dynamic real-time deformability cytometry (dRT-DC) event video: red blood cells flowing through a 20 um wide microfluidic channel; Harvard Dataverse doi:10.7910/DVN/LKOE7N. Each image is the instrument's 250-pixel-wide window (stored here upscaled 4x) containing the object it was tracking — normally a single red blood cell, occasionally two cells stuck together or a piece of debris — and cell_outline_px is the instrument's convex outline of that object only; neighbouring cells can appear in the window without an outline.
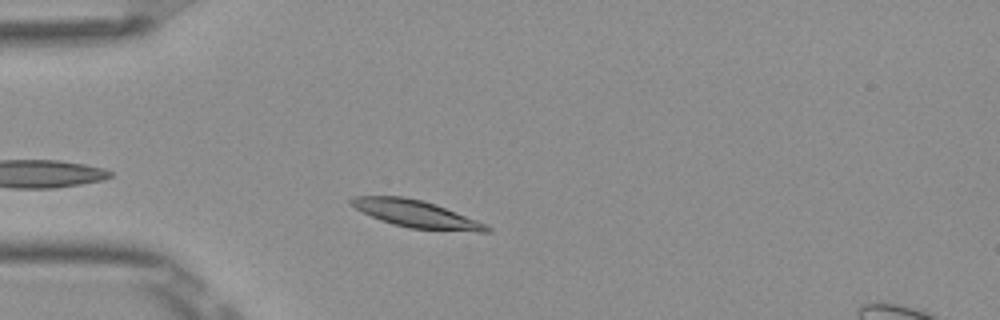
{"species": "Egyptian fruit bat (a non-hibernating species)", "species_latin": "Rousettus aegyptiacus", "temperature_condition": "room temperature", "stored_images_in_passage": 34, "camera_frame_rate_fps": 3000, "um_per_image_px": 0.085, "frame": {"image": 1, "passage_image": 5, "time_ms": 1.333, "image_size_px": [1000, 320], "cell_outline_px": [[492, 228], [488, 232], [476, 232], [408, 228], [392, 224], [380, 220], [348, 204], [348, 200], [356, 196], [404, 196], [436, 204], [476, 220]], "centroid_in_image_um": [35.35, 18.18], "position_along_channel_um": 49.7, "area_um2": 21.33}}
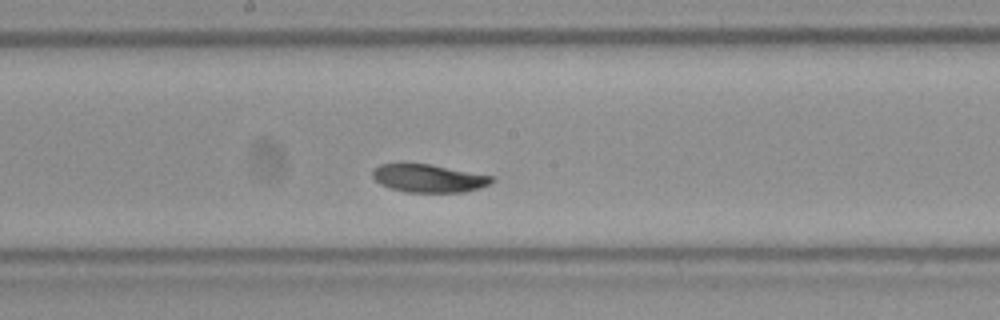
{"frame": {"image": 2, "passage_image": 19, "time_ms": 6.0, "image_size_px": [1000, 320], "cell_outline_px": [[496, 180], [480, 188], [464, 192], [404, 192], [380, 184], [372, 176], [372, 168], [380, 164], [432, 164], [492, 176]], "centroid_in_image_um": [36.43, 15.15], "position_along_channel_um": 211.8, "area_um2": 19.42}}
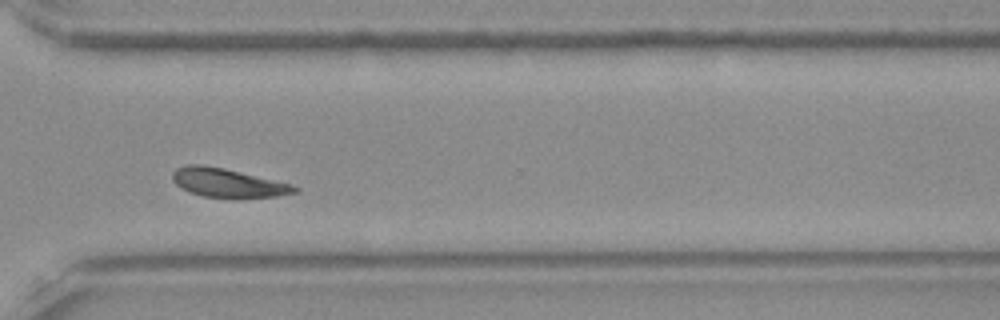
{"frame": {"image": 3, "passage_image": 30, "time_ms": 9.667, "image_size_px": [1000, 320], "cell_outline_px": [[300, 188], [296, 192], [276, 196], [236, 200], [232, 200], [204, 196], [188, 192], [180, 188], [172, 180], [172, 172], [176, 168], [188, 164], [200, 164], [224, 168], [288, 184]], "centroid_in_image_um": [19.29, 15.58], "position_along_channel_um": 351.3, "area_um2": 20.81}, "authors_computed_cell_mechanics": {"area_um2": 20.6057, "velocity_mm_per_s": 3.8032, "shape_relaxation_time_tau1_ms": 2.2263, "shape_relaxation_time_tau2_ms": null, "deformation_change_tau1": 0.0722, "deformation_change_tau2": null}}